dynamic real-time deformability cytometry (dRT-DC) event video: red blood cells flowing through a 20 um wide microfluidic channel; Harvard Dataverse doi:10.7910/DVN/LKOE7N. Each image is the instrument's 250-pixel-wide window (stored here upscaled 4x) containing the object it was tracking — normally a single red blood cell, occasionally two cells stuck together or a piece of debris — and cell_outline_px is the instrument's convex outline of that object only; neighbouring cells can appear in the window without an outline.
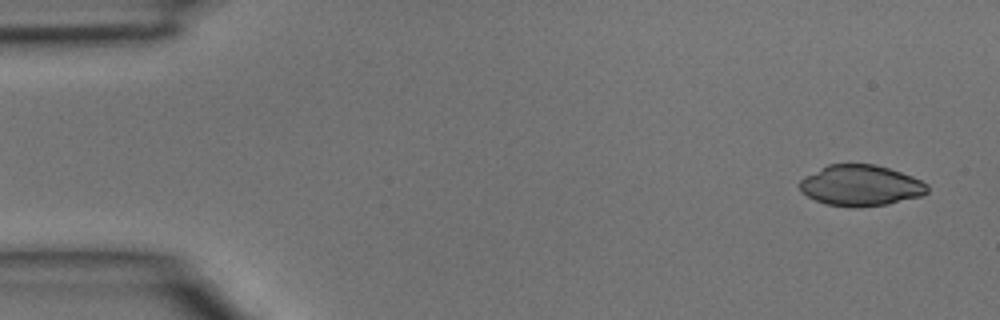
{"species": "common noctule bat (a hibernating species)", "species_latin": "Nyctalus noctula", "temperature_condition": "room temperature", "stored_images_in_passage": 5, "segment_of_instrument_passage": [1, 2], "camera_frame_rate_fps": 3000, "um_per_image_px": 0.085, "animal": {"sex": "male", "body_mass_g": 15.6}, "frame": {"image": 1, "passage_image": 1, "time_ms": 0.0, "image_size_px": [1000, 320], "cell_outline_px": [[928, 192], [920, 196], [888, 204], [860, 208], [856, 208], [828, 204], [816, 200], [800, 192], [800, 180], [804, 176], [828, 164], [876, 164], [912, 176], [928, 184]], "centroid_in_image_um": [73.15, 15.77], "position_along_channel_um": 11.8, "area_um2": 30.46}}